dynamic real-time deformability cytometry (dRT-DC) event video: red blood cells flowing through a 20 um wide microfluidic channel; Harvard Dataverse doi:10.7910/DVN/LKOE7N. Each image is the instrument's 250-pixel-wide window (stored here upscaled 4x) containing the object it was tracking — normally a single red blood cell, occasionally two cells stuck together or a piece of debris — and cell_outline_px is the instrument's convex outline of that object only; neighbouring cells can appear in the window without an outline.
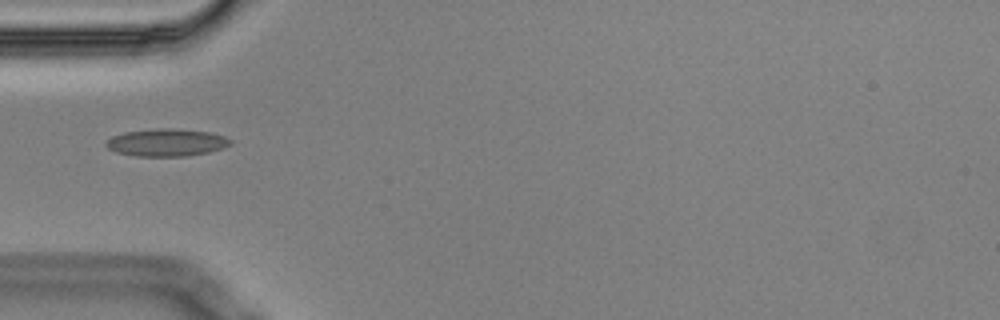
{"species": "Egyptian fruit bat (a non-hibernating species)", "species_latin": "Rousettus aegyptiacus", "temperature_condition": "cold", "stored_images_in_passage": 5, "camera_frame_rate_fps": 3000, "um_per_image_px": 0.085, "animal": {"sex": "male"}, "frame": {"image": 1, "passage_image": 2, "time_ms": 0.333, "image_size_px": [1000, 320], "cell_outline_px": [[232, 144], [224, 148], [208, 152], [188, 156], [136, 156], [116, 152], [108, 148], [104, 144], [112, 136], [124, 132], [156, 128], [168, 128], [208, 132], [224, 136], [232, 140]], "centroid_in_image_um": [14.16, 12.12], "position_along_channel_um": 70.8, "area_um2": 19.88}}
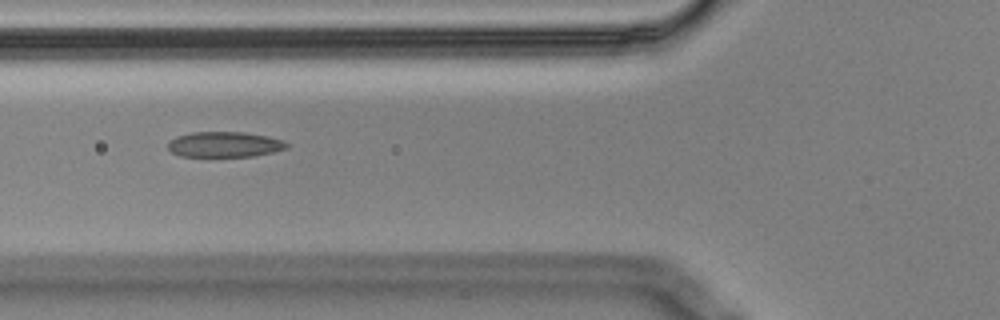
{"frame": {"image": 2, "passage_image": 3, "time_ms": 0.667, "image_size_px": [1000, 320], "cell_outline_px": [[288, 148], [272, 152], [252, 156], [180, 156], [172, 152], [168, 148], [168, 144], [176, 136], [192, 132], [244, 132], [268, 136], [284, 140], [288, 144]], "centroid_in_image_um": [19.11, 12.27], "position_along_channel_um": 106.7, "area_um2": 17.51}}
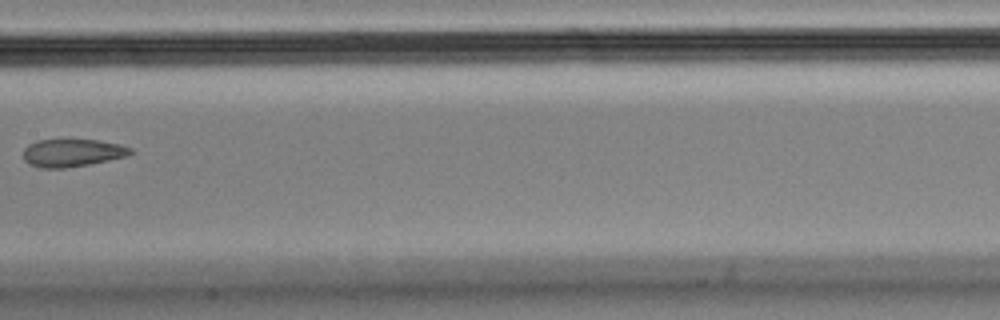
{"frame": {"image": 3, "passage_image": 5, "time_ms": 1.333, "image_size_px": [1000, 320], "cell_outline_px": [[136, 152], [128, 156], [88, 164], [64, 168], [40, 168], [28, 164], [24, 160], [24, 148], [28, 144], [36, 140], [72, 136], [120, 144], [132, 148]], "centroid_in_image_um": [6.13, 12.93], "position_along_channel_um": 201.3, "area_um2": 18.26}}